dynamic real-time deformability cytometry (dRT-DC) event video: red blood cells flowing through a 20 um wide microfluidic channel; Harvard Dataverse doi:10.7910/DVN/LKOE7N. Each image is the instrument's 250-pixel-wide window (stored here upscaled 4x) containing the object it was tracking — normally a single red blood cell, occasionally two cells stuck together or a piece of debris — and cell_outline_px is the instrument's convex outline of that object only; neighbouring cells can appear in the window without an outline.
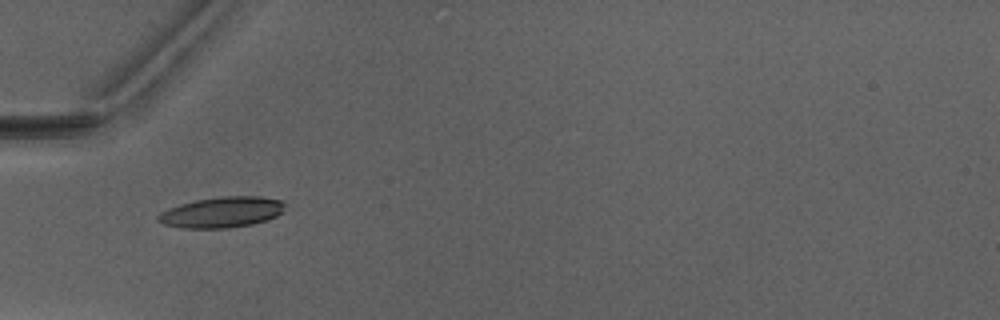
{"species": "Egyptian fruit bat (a non-hibernating species)", "species_latin": "Rousettus aegyptiacus", "temperature_condition": "warm", "stored_images_in_passage": 2, "camera_frame_rate_fps": 3000, "um_per_image_px": 0.085, "animal": {"sex": "male"}, "frame": {"image": 1, "passage_image": 2, "time_ms": 1.333, "image_size_px": [1000, 320], "cell_outline_px": [[284, 212], [268, 220], [252, 224], [228, 228], [184, 228], [164, 224], [156, 220], [156, 216], [160, 212], [168, 208], [180, 204], [196, 200], [224, 196], [260, 196], [284, 200]], "centroid_in_image_um": [18.87, 18.03], "position_along_channel_um": 66.1, "area_um2": 22.89}}